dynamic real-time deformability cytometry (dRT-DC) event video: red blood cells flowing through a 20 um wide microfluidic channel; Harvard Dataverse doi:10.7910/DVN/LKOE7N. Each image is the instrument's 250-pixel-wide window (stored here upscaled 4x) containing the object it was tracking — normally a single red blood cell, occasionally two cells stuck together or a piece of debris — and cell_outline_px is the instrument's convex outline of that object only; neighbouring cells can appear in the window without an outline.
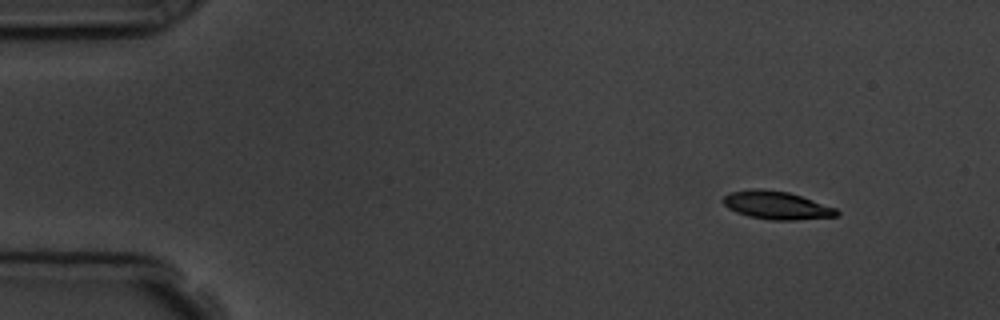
{"species": "common noctule bat (a hibernating species)", "species_latin": "Nyctalus noctula", "temperature_condition": "room temperature", "stored_images_in_passage": 3, "camera_frame_rate_fps": 3000, "um_per_image_px": 0.085, "animal": {"sex": "male", "body_mass_g": 19.5, "forearm_length_mm": 54.6}, "frame": {"image": 1, "passage_image": 1, "time_ms": 0.0, "image_size_px": [1000, 320], "cell_outline_px": [[840, 216], [796, 220], [772, 220], [748, 216], [736, 212], [728, 208], [720, 200], [724, 196], [732, 192], [752, 188], [760, 188], [788, 192], [836, 208], [840, 212]], "centroid_in_image_um": [66.0, 17.45], "position_along_channel_um": 19.0, "area_um2": 18.61}}